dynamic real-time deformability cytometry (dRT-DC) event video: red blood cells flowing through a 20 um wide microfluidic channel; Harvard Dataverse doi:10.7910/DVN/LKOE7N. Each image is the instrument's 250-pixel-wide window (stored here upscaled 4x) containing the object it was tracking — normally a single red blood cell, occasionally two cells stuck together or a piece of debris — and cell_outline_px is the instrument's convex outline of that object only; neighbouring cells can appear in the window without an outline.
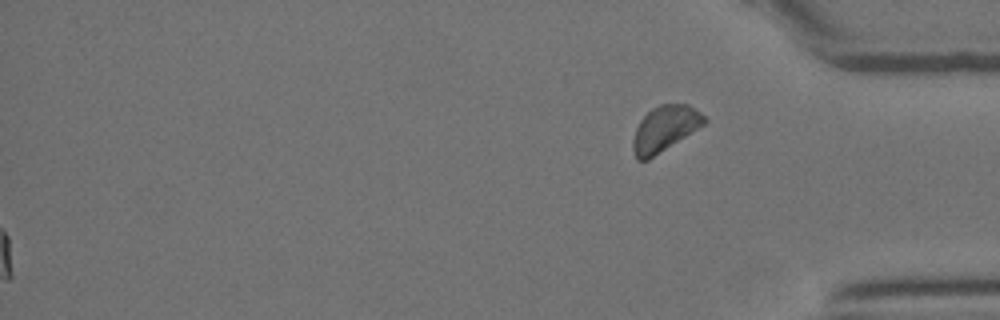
{"species": "Egyptian fruit bat (a non-hibernating species)", "species_latin": "Rousettus aegyptiacus", "temperature_condition": "room temperature", "stored_images_in_passage": 33, "segment_of_instrument_passage": [2, 2], "camera_frame_rate_fps": 3000, "um_per_image_px": 0.085, "animal": {"sex": "female"}, "frame": {"image": 1, "passage_image": 33, "time_ms": 10.667, "image_size_px": [1000, 320], "cell_outline_px": [[708, 120], [704, 124], [648, 160], [636, 160], [632, 148], [632, 140], [636, 128], [640, 120], [652, 108], [660, 104], [688, 104], [700, 112]], "centroid_in_image_um": [56.48, 10.94], "position_along_channel_um": 378.7, "area_um2": 18.73}}